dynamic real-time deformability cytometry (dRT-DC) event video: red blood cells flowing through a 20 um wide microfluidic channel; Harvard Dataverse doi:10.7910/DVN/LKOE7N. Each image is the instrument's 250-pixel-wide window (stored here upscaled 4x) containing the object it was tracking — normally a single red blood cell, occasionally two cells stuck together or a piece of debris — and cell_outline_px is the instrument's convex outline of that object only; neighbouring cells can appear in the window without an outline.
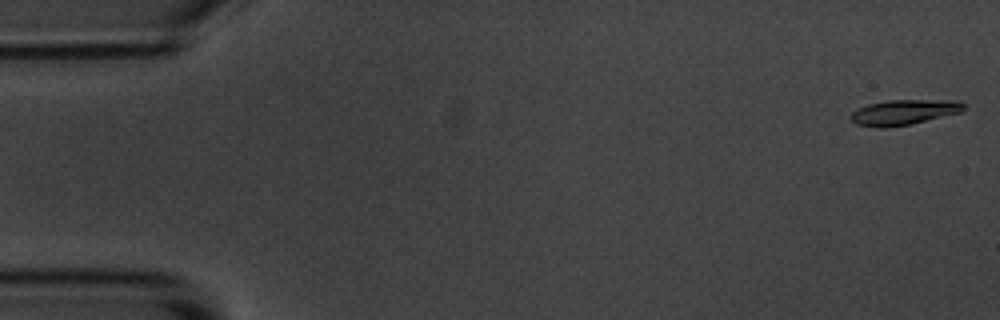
{"species": "common noctule bat (a hibernating species)", "species_latin": "Nyctalus noctula", "temperature_condition": "room temperature", "stored_images_in_passage": 5, "camera_frame_rate_fps": 3000, "um_per_image_px": 0.085, "animal": {"sex": "male", "body_mass_g": 20.1, "forearm_length_mm": 53.5}, "frame": {"image": 1, "passage_image": 1, "time_ms": 0.0, "image_size_px": [1000, 320], "cell_outline_px": [[964, 108], [960, 112], [912, 124], [888, 128], [876, 128], [856, 124], [852, 120], [852, 112], [868, 104], [888, 100], [956, 100], [964, 104]], "centroid_in_image_um": [76.83, 9.55], "position_along_channel_um": 8.2, "area_um2": 16.53}}
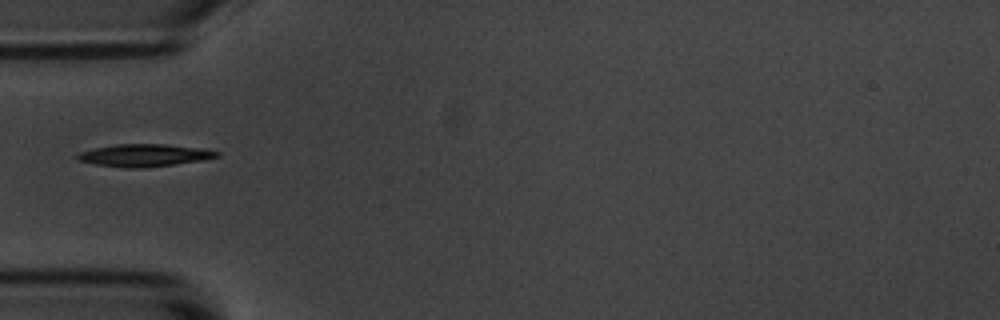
{"frame": {"image": 2, "passage_image": 5, "time_ms": 5.333, "image_size_px": [1000, 320], "cell_outline_px": [[220, 156], [204, 160], [176, 164], [140, 168], [128, 168], [96, 164], [80, 160], [76, 156], [80, 152], [96, 148], [116, 144], [164, 144], [196, 148], [220, 152]], "centroid_in_image_um": [12.3, 13.2], "position_along_channel_um": 72.7, "area_um2": 17.86}}